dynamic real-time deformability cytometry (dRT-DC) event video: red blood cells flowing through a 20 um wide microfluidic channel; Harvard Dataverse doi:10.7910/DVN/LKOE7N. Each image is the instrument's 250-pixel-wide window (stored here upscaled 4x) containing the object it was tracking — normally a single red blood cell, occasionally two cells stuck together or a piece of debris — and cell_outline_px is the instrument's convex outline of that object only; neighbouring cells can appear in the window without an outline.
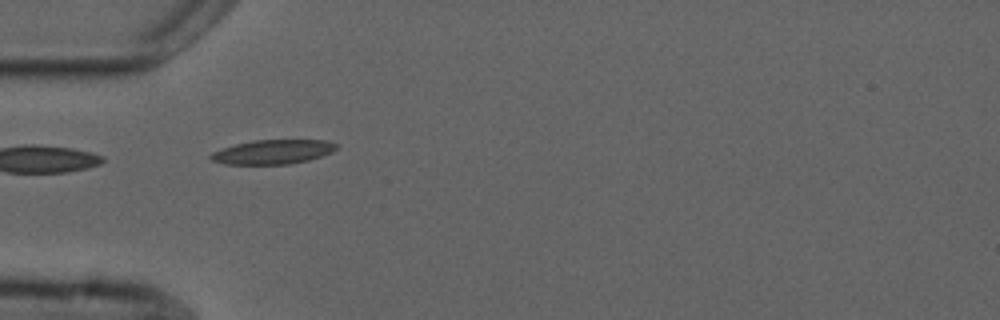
{"species": "common noctule bat (a hibernating species)", "species_latin": "Nyctalus noctula", "temperature_condition": "cold", "stored_images_in_passage": 7, "camera_frame_rate_fps": 3000, "um_per_image_px": 0.085, "animal": {"sex": "male", "forearm_length_mm": 52.5}, "frame": {"image": 1, "passage_image": 5, "time_ms": 4.333, "image_size_px": [1000, 320], "cell_outline_px": [[336, 148], [332, 152], [308, 160], [292, 164], [224, 164], [212, 160], [208, 156], [212, 152], [236, 144], [256, 140], [328, 140], [336, 144]], "centroid_in_image_um": [23.19, 12.91], "position_along_channel_um": 61.8, "area_um2": 17.63}}
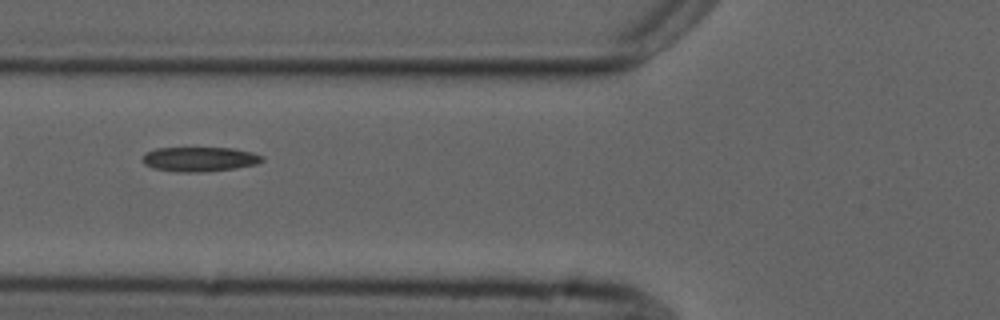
{"frame": {"image": 2, "passage_image": 6, "time_ms": 5.667, "image_size_px": [1000, 320], "cell_outline_px": [[264, 160], [256, 164], [236, 168], [200, 172], [180, 172], [152, 168], [144, 164], [140, 160], [144, 152], [156, 148], [232, 148], [252, 152], [264, 156]], "centroid_in_image_um": [16.92, 13.52], "position_along_channel_um": 108.9, "area_um2": 17.28}}
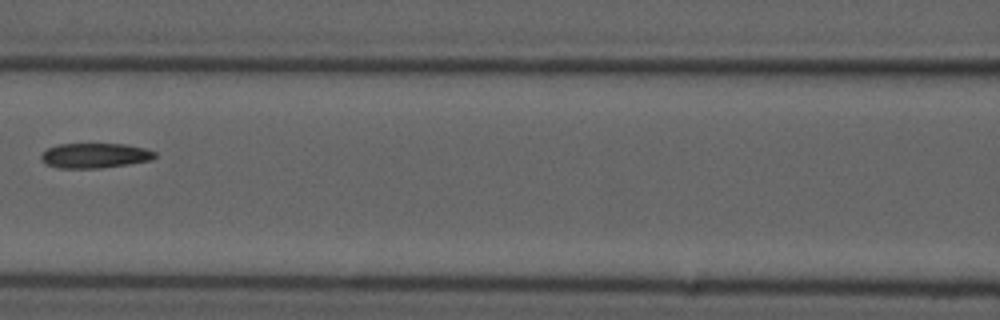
{"frame": {"image": 3, "passage_image": 7, "time_ms": 7.0, "image_size_px": [1000, 320], "cell_outline_px": [[156, 156], [152, 160], [128, 164], [100, 168], [60, 168], [44, 164], [40, 156], [48, 148], [60, 144], [128, 144], [144, 148], [156, 152]], "centroid_in_image_um": [8.08, 13.22], "position_along_channel_um": 158.5, "area_um2": 16.53}}